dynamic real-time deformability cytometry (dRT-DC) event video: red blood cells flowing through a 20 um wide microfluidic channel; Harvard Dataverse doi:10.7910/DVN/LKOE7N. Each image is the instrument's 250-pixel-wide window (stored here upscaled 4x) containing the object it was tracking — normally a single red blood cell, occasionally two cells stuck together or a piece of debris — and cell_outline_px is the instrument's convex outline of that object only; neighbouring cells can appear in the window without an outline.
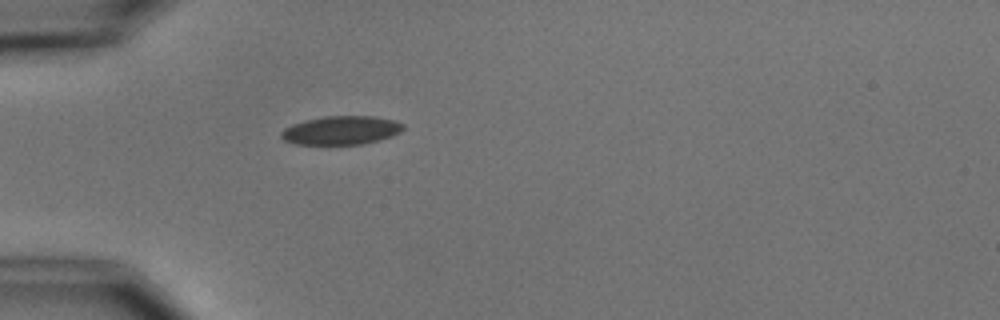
{"species": "common noctule bat (a hibernating species)", "species_latin": "Nyctalus noctula", "temperature_condition": "cold", "stored_images_in_passage": 6, "camera_frame_rate_fps": 3000, "um_per_image_px": 0.085, "animal": {"sex": "male", "body_mass_g": 15.6}, "frame": {"image": 1, "passage_image": 6, "time_ms": 6.0, "image_size_px": [1000, 320], "cell_outline_px": [[404, 128], [400, 132], [392, 136], [380, 140], [364, 144], [296, 144], [284, 140], [280, 136], [280, 132], [284, 128], [292, 124], [324, 116], [376, 116], [396, 120], [404, 124]], "centroid_in_image_um": [29.03, 11.07], "position_along_channel_um": 56.0, "area_um2": 20.46}}